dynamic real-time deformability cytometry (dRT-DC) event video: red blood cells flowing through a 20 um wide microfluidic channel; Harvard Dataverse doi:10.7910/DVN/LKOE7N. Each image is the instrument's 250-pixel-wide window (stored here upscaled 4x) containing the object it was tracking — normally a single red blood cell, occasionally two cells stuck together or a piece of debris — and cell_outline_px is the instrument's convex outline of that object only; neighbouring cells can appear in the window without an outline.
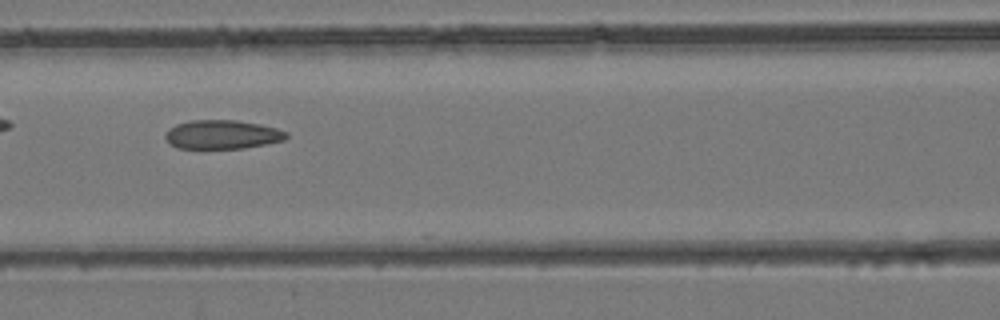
{"species": "common noctule bat (a hibernating species)", "species_latin": "Nyctalus noctula", "temperature_condition": "room temperature", "stored_images_in_passage": 33, "camera_frame_rate_fps": 3000, "um_per_image_px": 0.085, "animal": {"sex": "female", "body_mass_g": 24.6, "forearm_length_mm": 56.2}, "frame": {"image": 1, "passage_image": 8, "time_ms": 2.333, "image_size_px": [1000, 320], "cell_outline_px": [[288, 136], [284, 140], [244, 148], [176, 148], [164, 136], [168, 128], [176, 124], [188, 120], [236, 120], [260, 124], [276, 128], [288, 132]], "centroid_in_image_um": [18.88, 11.42], "position_along_channel_um": 147.7, "area_um2": 20.35}}
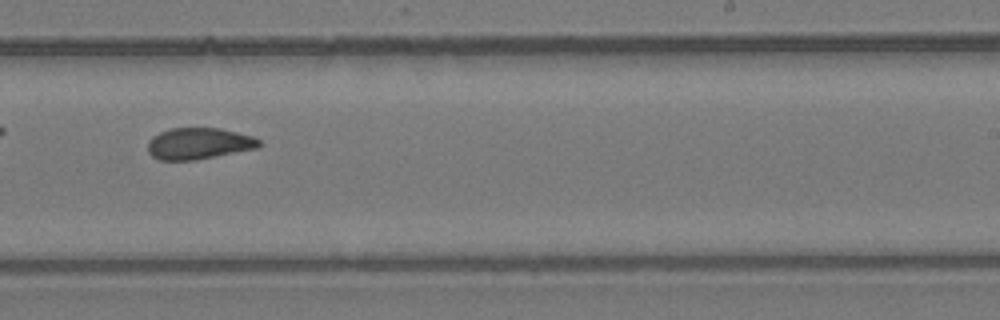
{"frame": {"image": 2, "passage_image": 16, "time_ms": 5.0, "image_size_px": [1000, 320], "cell_outline_px": [[260, 148], [196, 160], [160, 160], [152, 156], [148, 152], [148, 140], [152, 136], [160, 132], [172, 128], [220, 128], [252, 136], [260, 140]], "centroid_in_image_um": [16.9, 12.21], "position_along_channel_um": 272.1, "area_um2": 20.52}}
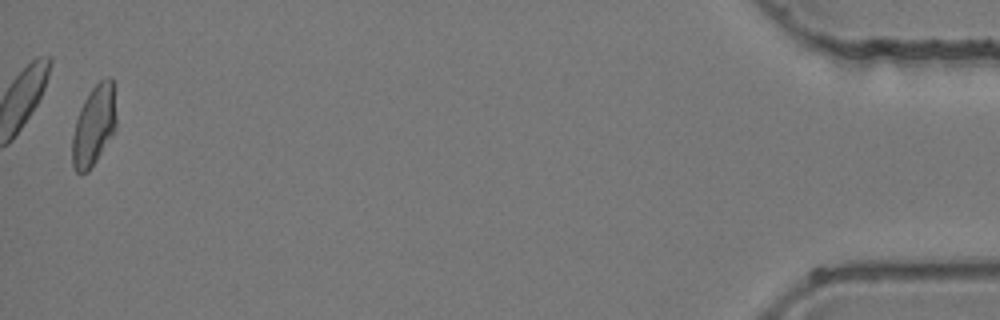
{"frame": {"image": 3, "passage_image": 32, "time_ms": 10.333, "image_size_px": [1000, 320], "cell_outline_px": [[116, 132], [88, 172], [76, 172], [72, 168], [72, 136], [76, 120], [80, 108], [84, 100], [92, 88], [100, 80], [108, 76], [112, 76], [116, 116]], "centroid_in_image_um": [7.99, 10.68], "position_along_channel_um": 427.2, "area_um2": 20.81}}